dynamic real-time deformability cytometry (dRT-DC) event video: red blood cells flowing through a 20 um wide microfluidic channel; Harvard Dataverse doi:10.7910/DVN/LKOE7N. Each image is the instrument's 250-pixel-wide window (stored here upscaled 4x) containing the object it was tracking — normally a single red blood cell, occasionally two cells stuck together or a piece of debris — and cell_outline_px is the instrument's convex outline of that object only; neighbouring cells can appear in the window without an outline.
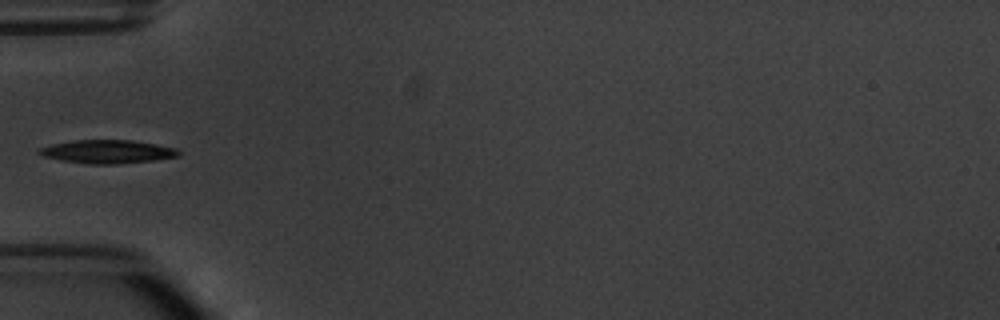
{"species": "common noctule bat (a hibernating species)", "species_latin": "Nyctalus noctula", "temperature_condition": "warm", "stored_images_in_passage": 5, "camera_frame_rate_fps": 3000, "um_per_image_px": 0.085, "animal": {"sex": "male", "body_mass_g": 20.1, "forearm_length_mm": 53.5}, "frame": {"image": 1, "passage_image": 5, "time_ms": 5.333, "image_size_px": [1000, 320], "cell_outline_px": [[180, 156], [152, 160], [120, 164], [88, 164], [60, 160], [44, 156], [36, 152], [40, 148], [52, 144], [76, 140], [132, 140], [156, 144], [176, 148], [180, 152]], "centroid_in_image_um": [9.14, 12.89], "position_along_channel_um": 75.9, "area_um2": 18.96}}